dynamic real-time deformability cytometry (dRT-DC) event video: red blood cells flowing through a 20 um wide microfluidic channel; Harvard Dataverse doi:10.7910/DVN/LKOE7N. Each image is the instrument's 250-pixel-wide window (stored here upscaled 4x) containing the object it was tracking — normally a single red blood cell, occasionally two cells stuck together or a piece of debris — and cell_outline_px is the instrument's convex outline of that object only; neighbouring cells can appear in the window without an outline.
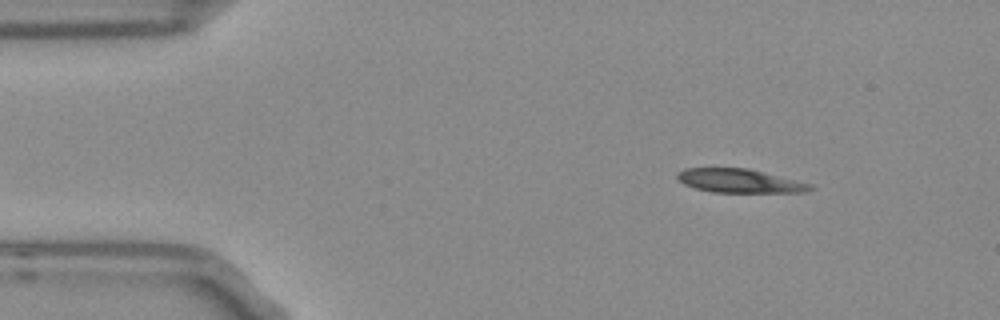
{"species": "Egyptian fruit bat (a non-hibernating species)", "species_latin": "Rousettus aegyptiacus", "temperature_condition": "room temperature", "stored_images_in_passage": 47, "camera_frame_rate_fps": 3000, "um_per_image_px": 0.085, "frame": {"image": 1, "passage_image": 1, "time_ms": 0.0, "image_size_px": [1000, 320], "cell_outline_px": [[816, 188], [804, 192], [712, 192], [696, 188], [684, 184], [676, 176], [676, 172], [684, 168], [748, 168], [812, 184]], "centroid_in_image_um": [62.86, 15.37], "position_along_channel_um": 22.1, "area_um2": 18.32}}
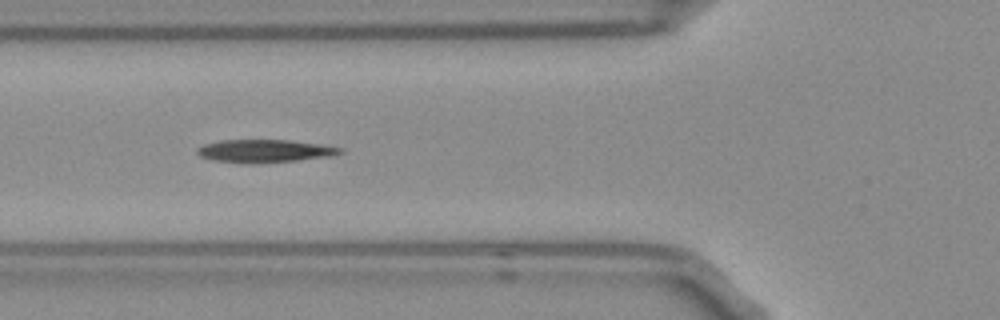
{"frame": {"image": 2, "passage_image": 13, "time_ms": 4.0, "image_size_px": [1000, 320], "cell_outline_px": [[344, 152], [328, 156], [296, 160], [252, 164], [212, 160], [200, 156], [196, 152], [196, 148], [204, 144], [220, 140], [288, 140], [320, 144], [344, 148]], "centroid_in_image_um": [22.46, 12.83], "position_along_channel_um": 103.3, "area_um2": 19.02}}
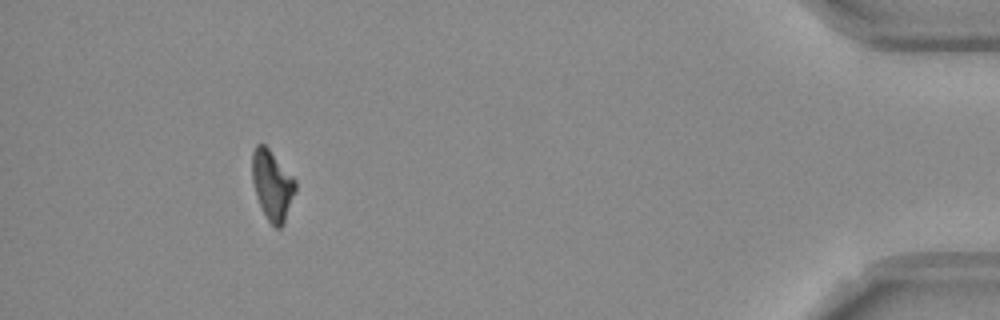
{"frame": {"image": 3, "passage_image": 43, "time_ms": 14.0, "image_size_px": [1000, 320], "cell_outline_px": [[296, 188], [284, 224], [280, 228], [276, 228], [268, 220], [256, 196], [252, 180], [252, 152], [256, 144], [264, 144], [268, 148], [296, 180]], "centroid_in_image_um": [23.13, 15.73], "position_along_channel_um": 412.1, "area_um2": 17.4}, "authors_computed_cell_mechanics": {"area_um2": 18.5538, "velocity_mm_per_s": 3.7526, "shape_relaxation_time_tau1_ms": 4.3707, "shape_relaxation_time_tau2_ms": null, "deformation_change_tau1": 0.1804, "deformation_change_tau2": null}}